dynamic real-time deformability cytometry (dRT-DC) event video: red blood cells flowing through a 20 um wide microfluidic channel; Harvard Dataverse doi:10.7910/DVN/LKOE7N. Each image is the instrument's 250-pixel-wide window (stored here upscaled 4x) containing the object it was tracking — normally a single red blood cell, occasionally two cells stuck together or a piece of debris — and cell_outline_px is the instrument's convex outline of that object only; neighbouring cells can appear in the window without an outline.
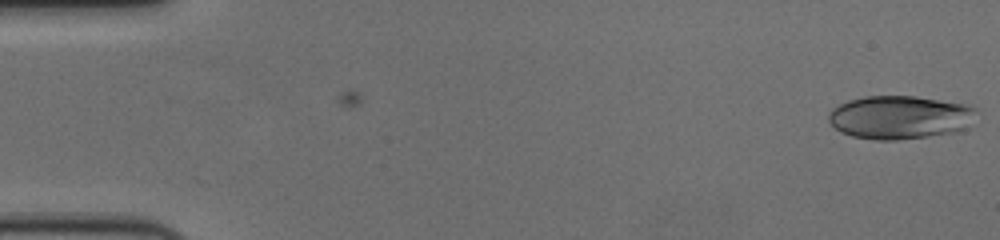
{"species": "human", "species_latin": "Homo sapiens", "temperature_condition": "cold", "stored_images_in_passage": 57, "camera_frame_rate_fps": 3000, "um_per_image_px": 0.085, "donor": {"sex": "female"}, "frame": {"image": 1, "passage_image": 1, "time_ms": 0.0, "image_size_px": [1000, 240], "cell_outline_px": [[976, 108], [968, 128], [952, 132], [896, 140], [876, 140], [852, 136], [840, 132], [828, 120], [828, 112], [832, 108], [848, 100], [864, 96], [916, 96], [968, 104]], "centroid_in_image_um": [76.45, 9.96], "position_along_channel_um": 8.5, "area_um2": 37.28}}
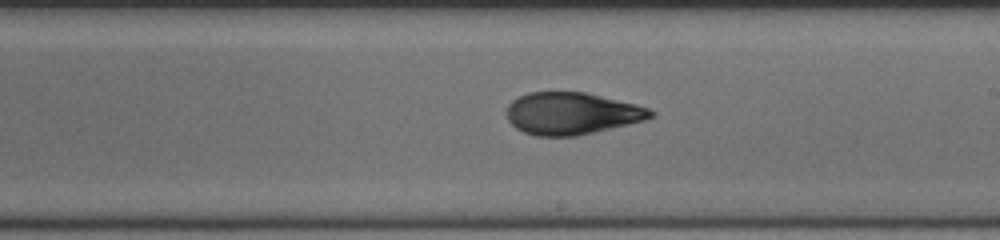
{"frame": {"image": 2, "passage_image": 33, "time_ms": 10.667, "image_size_px": [1000, 240], "cell_outline_px": [[656, 116], [644, 120], [628, 124], [576, 136], [536, 136], [524, 132], [516, 128], [508, 120], [508, 104], [512, 100], [528, 92], [584, 92], [636, 104], [648, 108], [656, 112]], "centroid_in_image_um": [48.61, 9.64], "position_along_channel_um": 240.4, "area_um2": 35.14}}
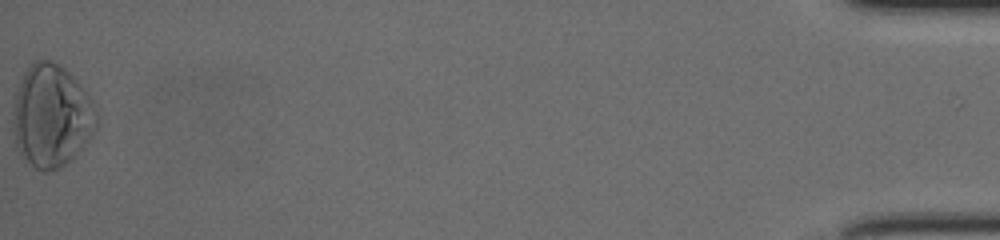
{"frame": {"image": 3, "passage_image": 57, "time_ms": 18.667, "image_size_px": [1000, 240], "cell_outline_px": [[96, 128], [92, 136], [64, 164], [48, 172], [44, 172], [36, 168], [20, 156], [16, 148], [12, 124], [12, 100], [20, 80], [24, 72], [36, 60], [48, 60], [60, 64], [80, 84], [92, 100], [96, 112]], "centroid_in_image_um": [4.32, 9.84], "position_along_channel_um": 430.9, "area_um2": 50.0}, "authors_computed_cell_mechanics": {"area_um2": 35.7204, "velocity_mm_per_s": 3.6397, "shape_relaxation_time_tau1_ms": 5.8926, "shape_relaxation_time_tau2_ms": 1.8468, "deformation_change_tau1": 0.1804, "deformation_change_tau2": 0.0636}}